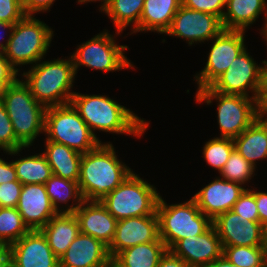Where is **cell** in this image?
<instances>
[{
    "mask_svg": "<svg viewBox=\"0 0 267 267\" xmlns=\"http://www.w3.org/2000/svg\"><path fill=\"white\" fill-rule=\"evenodd\" d=\"M71 104L100 142L96 130L140 138L149 127L150 121L139 118L132 110L107 95H88L75 91Z\"/></svg>",
    "mask_w": 267,
    "mask_h": 267,
    "instance_id": "6da1fadb",
    "label": "cell"
},
{
    "mask_svg": "<svg viewBox=\"0 0 267 267\" xmlns=\"http://www.w3.org/2000/svg\"><path fill=\"white\" fill-rule=\"evenodd\" d=\"M132 170L118 159L111 142H101L94 150L82 154L78 179L82 197L86 201H101Z\"/></svg>",
    "mask_w": 267,
    "mask_h": 267,
    "instance_id": "7a4b0ae2",
    "label": "cell"
},
{
    "mask_svg": "<svg viewBox=\"0 0 267 267\" xmlns=\"http://www.w3.org/2000/svg\"><path fill=\"white\" fill-rule=\"evenodd\" d=\"M30 67L21 73V77L39 103L46 108L71 103L76 80L71 56L50 61L41 59Z\"/></svg>",
    "mask_w": 267,
    "mask_h": 267,
    "instance_id": "3957f363",
    "label": "cell"
},
{
    "mask_svg": "<svg viewBox=\"0 0 267 267\" xmlns=\"http://www.w3.org/2000/svg\"><path fill=\"white\" fill-rule=\"evenodd\" d=\"M1 100L12 122L17 140L24 146H33L44 134L46 107L39 103L22 78L8 85Z\"/></svg>",
    "mask_w": 267,
    "mask_h": 267,
    "instance_id": "277c9868",
    "label": "cell"
},
{
    "mask_svg": "<svg viewBox=\"0 0 267 267\" xmlns=\"http://www.w3.org/2000/svg\"><path fill=\"white\" fill-rule=\"evenodd\" d=\"M53 36V29L44 21L36 19L35 15H25L13 25L3 55L20 74V67L33 66L45 58Z\"/></svg>",
    "mask_w": 267,
    "mask_h": 267,
    "instance_id": "5b68a950",
    "label": "cell"
},
{
    "mask_svg": "<svg viewBox=\"0 0 267 267\" xmlns=\"http://www.w3.org/2000/svg\"><path fill=\"white\" fill-rule=\"evenodd\" d=\"M156 214L159 237L167 250L177 241L200 235L212 226V220L201 212L193 198L184 203L169 205L160 196Z\"/></svg>",
    "mask_w": 267,
    "mask_h": 267,
    "instance_id": "8992f818",
    "label": "cell"
},
{
    "mask_svg": "<svg viewBox=\"0 0 267 267\" xmlns=\"http://www.w3.org/2000/svg\"><path fill=\"white\" fill-rule=\"evenodd\" d=\"M134 171L100 202L117 219L154 215L160 193Z\"/></svg>",
    "mask_w": 267,
    "mask_h": 267,
    "instance_id": "52a82bcc",
    "label": "cell"
},
{
    "mask_svg": "<svg viewBox=\"0 0 267 267\" xmlns=\"http://www.w3.org/2000/svg\"><path fill=\"white\" fill-rule=\"evenodd\" d=\"M44 134L45 141L63 144L81 154L101 143L71 103L46 108Z\"/></svg>",
    "mask_w": 267,
    "mask_h": 267,
    "instance_id": "ba28073f",
    "label": "cell"
},
{
    "mask_svg": "<svg viewBox=\"0 0 267 267\" xmlns=\"http://www.w3.org/2000/svg\"><path fill=\"white\" fill-rule=\"evenodd\" d=\"M217 103V122L220 136L234 139L257 119V99L243 95L222 94L210 86L196 91L195 101L211 105Z\"/></svg>",
    "mask_w": 267,
    "mask_h": 267,
    "instance_id": "9c48e42d",
    "label": "cell"
},
{
    "mask_svg": "<svg viewBox=\"0 0 267 267\" xmlns=\"http://www.w3.org/2000/svg\"><path fill=\"white\" fill-rule=\"evenodd\" d=\"M120 33L122 32L116 31L113 36L108 29H104L90 40L77 45L76 50L70 55L76 75L81 66L103 71V73L135 68L131 60L125 56L128 46L116 44L115 37L121 36Z\"/></svg>",
    "mask_w": 267,
    "mask_h": 267,
    "instance_id": "30bf717a",
    "label": "cell"
},
{
    "mask_svg": "<svg viewBox=\"0 0 267 267\" xmlns=\"http://www.w3.org/2000/svg\"><path fill=\"white\" fill-rule=\"evenodd\" d=\"M240 30L223 29L211 41L207 62L204 68L193 77L197 83V91L209 87L223 74L233 60L246 49L245 33ZM213 41V42H212Z\"/></svg>",
    "mask_w": 267,
    "mask_h": 267,
    "instance_id": "8fae6325",
    "label": "cell"
},
{
    "mask_svg": "<svg viewBox=\"0 0 267 267\" xmlns=\"http://www.w3.org/2000/svg\"><path fill=\"white\" fill-rule=\"evenodd\" d=\"M261 69L262 65L254 61L246 48L210 87L222 94L243 95L257 99L261 85Z\"/></svg>",
    "mask_w": 267,
    "mask_h": 267,
    "instance_id": "7c38bea8",
    "label": "cell"
},
{
    "mask_svg": "<svg viewBox=\"0 0 267 267\" xmlns=\"http://www.w3.org/2000/svg\"><path fill=\"white\" fill-rule=\"evenodd\" d=\"M221 19L201 11L180 6L165 35L186 40L189 46L212 40L222 30Z\"/></svg>",
    "mask_w": 267,
    "mask_h": 267,
    "instance_id": "4fadbf2b",
    "label": "cell"
},
{
    "mask_svg": "<svg viewBox=\"0 0 267 267\" xmlns=\"http://www.w3.org/2000/svg\"><path fill=\"white\" fill-rule=\"evenodd\" d=\"M212 225L220 238L222 247L263 246V225L250 221L229 210L217 216Z\"/></svg>",
    "mask_w": 267,
    "mask_h": 267,
    "instance_id": "5bb4252c",
    "label": "cell"
},
{
    "mask_svg": "<svg viewBox=\"0 0 267 267\" xmlns=\"http://www.w3.org/2000/svg\"><path fill=\"white\" fill-rule=\"evenodd\" d=\"M159 227L157 214L130 217L117 221L114 239L108 247L110 258L120 251L141 243L158 241Z\"/></svg>",
    "mask_w": 267,
    "mask_h": 267,
    "instance_id": "9a60e30c",
    "label": "cell"
},
{
    "mask_svg": "<svg viewBox=\"0 0 267 267\" xmlns=\"http://www.w3.org/2000/svg\"><path fill=\"white\" fill-rule=\"evenodd\" d=\"M247 188L240 183L216 177L192 196L197 207L212 221L229 210Z\"/></svg>",
    "mask_w": 267,
    "mask_h": 267,
    "instance_id": "2e32d148",
    "label": "cell"
},
{
    "mask_svg": "<svg viewBox=\"0 0 267 267\" xmlns=\"http://www.w3.org/2000/svg\"><path fill=\"white\" fill-rule=\"evenodd\" d=\"M10 248L11 267H60L41 230H30Z\"/></svg>",
    "mask_w": 267,
    "mask_h": 267,
    "instance_id": "e0dca14e",
    "label": "cell"
},
{
    "mask_svg": "<svg viewBox=\"0 0 267 267\" xmlns=\"http://www.w3.org/2000/svg\"><path fill=\"white\" fill-rule=\"evenodd\" d=\"M169 251L183 259L190 267H205L222 255L223 248L212 225L200 235L177 241Z\"/></svg>",
    "mask_w": 267,
    "mask_h": 267,
    "instance_id": "ac0fdd59",
    "label": "cell"
},
{
    "mask_svg": "<svg viewBox=\"0 0 267 267\" xmlns=\"http://www.w3.org/2000/svg\"><path fill=\"white\" fill-rule=\"evenodd\" d=\"M17 210L30 230H41L58 213L45 189V184L22 185Z\"/></svg>",
    "mask_w": 267,
    "mask_h": 267,
    "instance_id": "d6986e66",
    "label": "cell"
},
{
    "mask_svg": "<svg viewBox=\"0 0 267 267\" xmlns=\"http://www.w3.org/2000/svg\"><path fill=\"white\" fill-rule=\"evenodd\" d=\"M80 232L101 241L107 247L114 239L117 219L100 201H86L74 212Z\"/></svg>",
    "mask_w": 267,
    "mask_h": 267,
    "instance_id": "ffe728a7",
    "label": "cell"
},
{
    "mask_svg": "<svg viewBox=\"0 0 267 267\" xmlns=\"http://www.w3.org/2000/svg\"><path fill=\"white\" fill-rule=\"evenodd\" d=\"M110 259L105 244L80 232L59 261L60 267H98Z\"/></svg>",
    "mask_w": 267,
    "mask_h": 267,
    "instance_id": "44dd1931",
    "label": "cell"
},
{
    "mask_svg": "<svg viewBox=\"0 0 267 267\" xmlns=\"http://www.w3.org/2000/svg\"><path fill=\"white\" fill-rule=\"evenodd\" d=\"M264 14V25L260 30L262 33L267 21L266 0H226L225 12L222 17V25L226 30L245 31Z\"/></svg>",
    "mask_w": 267,
    "mask_h": 267,
    "instance_id": "7402d4cb",
    "label": "cell"
},
{
    "mask_svg": "<svg viewBox=\"0 0 267 267\" xmlns=\"http://www.w3.org/2000/svg\"><path fill=\"white\" fill-rule=\"evenodd\" d=\"M41 231L46 236L52 252L60 259L80 233V228L74 213H58Z\"/></svg>",
    "mask_w": 267,
    "mask_h": 267,
    "instance_id": "603a6c76",
    "label": "cell"
},
{
    "mask_svg": "<svg viewBox=\"0 0 267 267\" xmlns=\"http://www.w3.org/2000/svg\"><path fill=\"white\" fill-rule=\"evenodd\" d=\"M181 5L182 0H145L139 32L151 31L165 34Z\"/></svg>",
    "mask_w": 267,
    "mask_h": 267,
    "instance_id": "cb8c5ba5",
    "label": "cell"
},
{
    "mask_svg": "<svg viewBox=\"0 0 267 267\" xmlns=\"http://www.w3.org/2000/svg\"><path fill=\"white\" fill-rule=\"evenodd\" d=\"M42 154L51 166L52 174L71 181H78L82 154L63 144L45 141Z\"/></svg>",
    "mask_w": 267,
    "mask_h": 267,
    "instance_id": "d4e9b609",
    "label": "cell"
},
{
    "mask_svg": "<svg viewBox=\"0 0 267 267\" xmlns=\"http://www.w3.org/2000/svg\"><path fill=\"white\" fill-rule=\"evenodd\" d=\"M235 149L255 168L257 161L267 159V123L256 119L233 139Z\"/></svg>",
    "mask_w": 267,
    "mask_h": 267,
    "instance_id": "484cf974",
    "label": "cell"
},
{
    "mask_svg": "<svg viewBox=\"0 0 267 267\" xmlns=\"http://www.w3.org/2000/svg\"><path fill=\"white\" fill-rule=\"evenodd\" d=\"M45 189L57 213H74L84 201L78 181L52 175L46 181ZM69 201H72V204L69 205Z\"/></svg>",
    "mask_w": 267,
    "mask_h": 267,
    "instance_id": "4316f807",
    "label": "cell"
},
{
    "mask_svg": "<svg viewBox=\"0 0 267 267\" xmlns=\"http://www.w3.org/2000/svg\"><path fill=\"white\" fill-rule=\"evenodd\" d=\"M166 251L164 242L159 239L126 248L113 259L117 267H156Z\"/></svg>",
    "mask_w": 267,
    "mask_h": 267,
    "instance_id": "83f0119b",
    "label": "cell"
},
{
    "mask_svg": "<svg viewBox=\"0 0 267 267\" xmlns=\"http://www.w3.org/2000/svg\"><path fill=\"white\" fill-rule=\"evenodd\" d=\"M145 0H111L109 6L104 10L112 20L116 30L123 32L130 27V34L139 32V22L143 11ZM132 28V29H131Z\"/></svg>",
    "mask_w": 267,
    "mask_h": 267,
    "instance_id": "f1b7e54d",
    "label": "cell"
},
{
    "mask_svg": "<svg viewBox=\"0 0 267 267\" xmlns=\"http://www.w3.org/2000/svg\"><path fill=\"white\" fill-rule=\"evenodd\" d=\"M17 180L23 184H45L53 175L46 157L40 152L12 160Z\"/></svg>",
    "mask_w": 267,
    "mask_h": 267,
    "instance_id": "f546056e",
    "label": "cell"
},
{
    "mask_svg": "<svg viewBox=\"0 0 267 267\" xmlns=\"http://www.w3.org/2000/svg\"><path fill=\"white\" fill-rule=\"evenodd\" d=\"M29 231L16 207H0V243L11 245Z\"/></svg>",
    "mask_w": 267,
    "mask_h": 267,
    "instance_id": "4dcf8cb0",
    "label": "cell"
},
{
    "mask_svg": "<svg viewBox=\"0 0 267 267\" xmlns=\"http://www.w3.org/2000/svg\"><path fill=\"white\" fill-rule=\"evenodd\" d=\"M222 255L239 267H267V253L263 246H226Z\"/></svg>",
    "mask_w": 267,
    "mask_h": 267,
    "instance_id": "1f68e13d",
    "label": "cell"
},
{
    "mask_svg": "<svg viewBox=\"0 0 267 267\" xmlns=\"http://www.w3.org/2000/svg\"><path fill=\"white\" fill-rule=\"evenodd\" d=\"M234 149L233 139L214 137L205 142L202 154L206 163L220 173Z\"/></svg>",
    "mask_w": 267,
    "mask_h": 267,
    "instance_id": "d6a6232c",
    "label": "cell"
},
{
    "mask_svg": "<svg viewBox=\"0 0 267 267\" xmlns=\"http://www.w3.org/2000/svg\"><path fill=\"white\" fill-rule=\"evenodd\" d=\"M256 168L249 163L236 149L232 151L224 168L219 173L220 177L243 185L254 177Z\"/></svg>",
    "mask_w": 267,
    "mask_h": 267,
    "instance_id": "836d02e7",
    "label": "cell"
},
{
    "mask_svg": "<svg viewBox=\"0 0 267 267\" xmlns=\"http://www.w3.org/2000/svg\"><path fill=\"white\" fill-rule=\"evenodd\" d=\"M24 147L16 138L12 122L0 99V151L8 155L20 156L19 154ZM18 154V155H17Z\"/></svg>",
    "mask_w": 267,
    "mask_h": 267,
    "instance_id": "e575fe53",
    "label": "cell"
},
{
    "mask_svg": "<svg viewBox=\"0 0 267 267\" xmlns=\"http://www.w3.org/2000/svg\"><path fill=\"white\" fill-rule=\"evenodd\" d=\"M236 214L250 221L259 222V214L254 195L246 189L239 199L234 203L233 209Z\"/></svg>",
    "mask_w": 267,
    "mask_h": 267,
    "instance_id": "d590c367",
    "label": "cell"
},
{
    "mask_svg": "<svg viewBox=\"0 0 267 267\" xmlns=\"http://www.w3.org/2000/svg\"><path fill=\"white\" fill-rule=\"evenodd\" d=\"M182 5L192 10L216 15L222 20L226 0H182Z\"/></svg>",
    "mask_w": 267,
    "mask_h": 267,
    "instance_id": "8d00e7d4",
    "label": "cell"
},
{
    "mask_svg": "<svg viewBox=\"0 0 267 267\" xmlns=\"http://www.w3.org/2000/svg\"><path fill=\"white\" fill-rule=\"evenodd\" d=\"M22 185L18 180L0 184V207H17Z\"/></svg>",
    "mask_w": 267,
    "mask_h": 267,
    "instance_id": "74e56055",
    "label": "cell"
},
{
    "mask_svg": "<svg viewBox=\"0 0 267 267\" xmlns=\"http://www.w3.org/2000/svg\"><path fill=\"white\" fill-rule=\"evenodd\" d=\"M25 15L20 0H0V21L14 25Z\"/></svg>",
    "mask_w": 267,
    "mask_h": 267,
    "instance_id": "f35d334b",
    "label": "cell"
},
{
    "mask_svg": "<svg viewBox=\"0 0 267 267\" xmlns=\"http://www.w3.org/2000/svg\"><path fill=\"white\" fill-rule=\"evenodd\" d=\"M26 15H34L37 12H47L56 0H20Z\"/></svg>",
    "mask_w": 267,
    "mask_h": 267,
    "instance_id": "ab89813d",
    "label": "cell"
},
{
    "mask_svg": "<svg viewBox=\"0 0 267 267\" xmlns=\"http://www.w3.org/2000/svg\"><path fill=\"white\" fill-rule=\"evenodd\" d=\"M255 197V202L257 205V210L259 214V222L264 225L267 223V191H259L254 188H247Z\"/></svg>",
    "mask_w": 267,
    "mask_h": 267,
    "instance_id": "60d3db41",
    "label": "cell"
},
{
    "mask_svg": "<svg viewBox=\"0 0 267 267\" xmlns=\"http://www.w3.org/2000/svg\"><path fill=\"white\" fill-rule=\"evenodd\" d=\"M17 181L15 167L12 161H5L0 158V184Z\"/></svg>",
    "mask_w": 267,
    "mask_h": 267,
    "instance_id": "b9f144b4",
    "label": "cell"
},
{
    "mask_svg": "<svg viewBox=\"0 0 267 267\" xmlns=\"http://www.w3.org/2000/svg\"><path fill=\"white\" fill-rule=\"evenodd\" d=\"M156 267H190L183 259L173 255L169 250L160 258Z\"/></svg>",
    "mask_w": 267,
    "mask_h": 267,
    "instance_id": "7bdbcfd3",
    "label": "cell"
},
{
    "mask_svg": "<svg viewBox=\"0 0 267 267\" xmlns=\"http://www.w3.org/2000/svg\"><path fill=\"white\" fill-rule=\"evenodd\" d=\"M257 119L267 123V93H258Z\"/></svg>",
    "mask_w": 267,
    "mask_h": 267,
    "instance_id": "ee69618b",
    "label": "cell"
},
{
    "mask_svg": "<svg viewBox=\"0 0 267 267\" xmlns=\"http://www.w3.org/2000/svg\"><path fill=\"white\" fill-rule=\"evenodd\" d=\"M19 73L10 65L8 59L0 53V76H18Z\"/></svg>",
    "mask_w": 267,
    "mask_h": 267,
    "instance_id": "f6af8a7d",
    "label": "cell"
},
{
    "mask_svg": "<svg viewBox=\"0 0 267 267\" xmlns=\"http://www.w3.org/2000/svg\"><path fill=\"white\" fill-rule=\"evenodd\" d=\"M0 267H11L10 245L0 243Z\"/></svg>",
    "mask_w": 267,
    "mask_h": 267,
    "instance_id": "bcb514c9",
    "label": "cell"
},
{
    "mask_svg": "<svg viewBox=\"0 0 267 267\" xmlns=\"http://www.w3.org/2000/svg\"><path fill=\"white\" fill-rule=\"evenodd\" d=\"M12 28H13V24H11V23H8V22H2V21H0V31L2 32H4L5 30V32H6V36H7V40H4L3 39V37H5V36H2V35H4V34H2L1 32H0V40H2L3 39V42L1 41L0 42V53H3L4 52V50H5V48H6V46H7V43H8V41H9V37H10V34H11V31H12ZM2 37V38H1Z\"/></svg>",
    "mask_w": 267,
    "mask_h": 267,
    "instance_id": "7dc6e473",
    "label": "cell"
},
{
    "mask_svg": "<svg viewBox=\"0 0 267 267\" xmlns=\"http://www.w3.org/2000/svg\"><path fill=\"white\" fill-rule=\"evenodd\" d=\"M259 93H267V60L262 61L261 85Z\"/></svg>",
    "mask_w": 267,
    "mask_h": 267,
    "instance_id": "c3c4849f",
    "label": "cell"
},
{
    "mask_svg": "<svg viewBox=\"0 0 267 267\" xmlns=\"http://www.w3.org/2000/svg\"><path fill=\"white\" fill-rule=\"evenodd\" d=\"M205 267H239V266L232 264L226 257L221 255L218 259L214 260Z\"/></svg>",
    "mask_w": 267,
    "mask_h": 267,
    "instance_id": "681fc988",
    "label": "cell"
},
{
    "mask_svg": "<svg viewBox=\"0 0 267 267\" xmlns=\"http://www.w3.org/2000/svg\"><path fill=\"white\" fill-rule=\"evenodd\" d=\"M17 76H0V99L3 96L8 85L12 84Z\"/></svg>",
    "mask_w": 267,
    "mask_h": 267,
    "instance_id": "f907efd6",
    "label": "cell"
},
{
    "mask_svg": "<svg viewBox=\"0 0 267 267\" xmlns=\"http://www.w3.org/2000/svg\"><path fill=\"white\" fill-rule=\"evenodd\" d=\"M78 1V4H85V3H88V2H96V1H101V5H100V9L99 11L101 10V12H104V10L109 6L111 0H77ZM103 2V3H102Z\"/></svg>",
    "mask_w": 267,
    "mask_h": 267,
    "instance_id": "816d5d0a",
    "label": "cell"
},
{
    "mask_svg": "<svg viewBox=\"0 0 267 267\" xmlns=\"http://www.w3.org/2000/svg\"><path fill=\"white\" fill-rule=\"evenodd\" d=\"M263 247L267 253V223L263 225Z\"/></svg>",
    "mask_w": 267,
    "mask_h": 267,
    "instance_id": "f5cc1de1",
    "label": "cell"
},
{
    "mask_svg": "<svg viewBox=\"0 0 267 267\" xmlns=\"http://www.w3.org/2000/svg\"><path fill=\"white\" fill-rule=\"evenodd\" d=\"M98 267H117V265L114 259L111 258L108 262Z\"/></svg>",
    "mask_w": 267,
    "mask_h": 267,
    "instance_id": "db71d44e",
    "label": "cell"
},
{
    "mask_svg": "<svg viewBox=\"0 0 267 267\" xmlns=\"http://www.w3.org/2000/svg\"><path fill=\"white\" fill-rule=\"evenodd\" d=\"M261 35L263 36L262 38H264V41H266V46H267V21H266L265 27H264Z\"/></svg>",
    "mask_w": 267,
    "mask_h": 267,
    "instance_id": "11a10c76",
    "label": "cell"
}]
</instances>
